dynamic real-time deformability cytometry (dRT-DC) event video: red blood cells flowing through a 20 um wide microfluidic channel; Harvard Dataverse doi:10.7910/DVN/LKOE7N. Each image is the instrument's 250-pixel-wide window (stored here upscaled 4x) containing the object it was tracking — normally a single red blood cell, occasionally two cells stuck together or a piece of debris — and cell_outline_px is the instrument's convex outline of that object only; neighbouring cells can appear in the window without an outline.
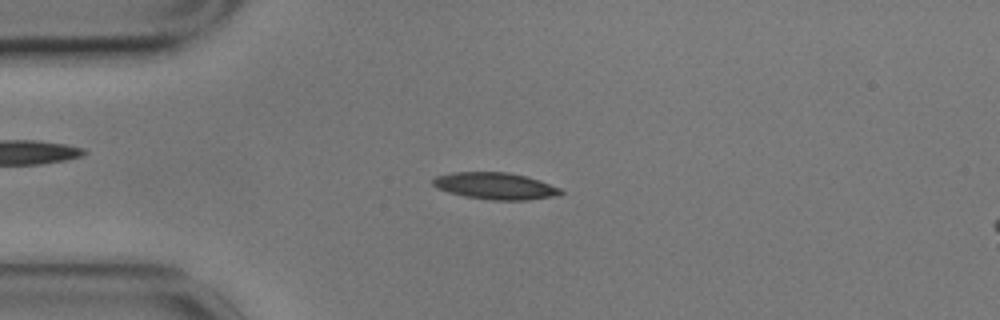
{"species": "common noctule bat (a hibernating species)", "species_latin": "Nyctalus noctula", "temperature_condition": "cold", "stored_images_in_passage": 56, "camera_frame_rate_fps": 3000, "um_per_image_px": 0.085, "animal": {"sex": "male", "body_mass_g": 17.9}, "frame": {"image": 1, "passage_image": 13, "time_ms": 4.0, "image_size_px": [1000, 320], "cell_outline_px": [[564, 192], [560, 196], [528, 200], [492, 200], [464, 196], [448, 192], [436, 188], [432, 184], [432, 180], [436, 176], [452, 172], [508, 172], [540, 180], [560, 188]], "centroid_in_image_um": [42.12, 15.81], "position_along_channel_um": 42.9, "area_um2": 20.11}}
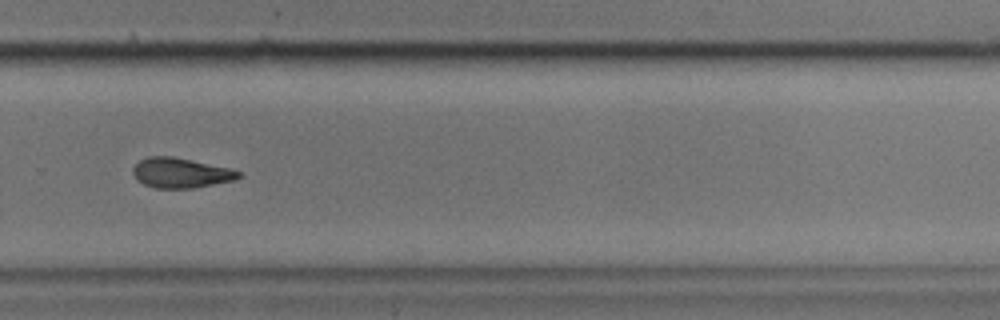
{"frame": {"image": 2, "passage_image": 38, "time_ms": 12.333, "image_size_px": [1000, 320], "cell_outline_px": [[240, 176], [232, 180], [192, 188], [156, 188], [144, 184], [132, 172], [132, 168], [140, 160], [148, 156], [172, 156], [232, 168], [240, 172]], "centroid_in_image_um": [15.36, 14.68], "position_along_channel_um": 314.4, "area_um2": 18.21}}
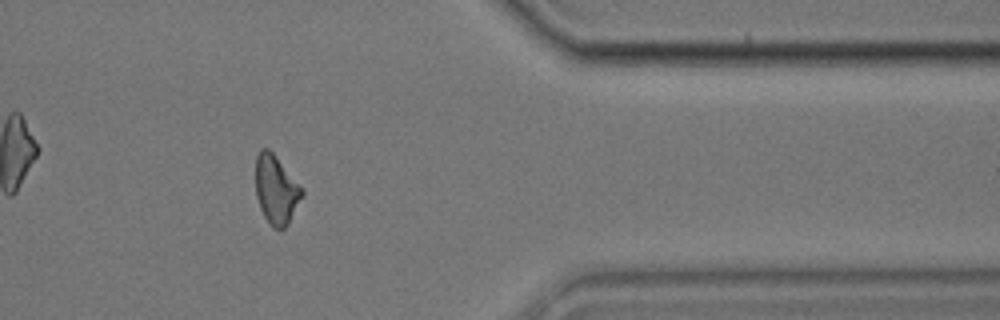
{"frame": {"image": 3, "passage_image": 46, "time_ms": 15.0, "image_size_px": [1000, 320], "cell_outline_px": [[304, 196], [288, 224], [280, 232], [272, 228], [268, 224], [260, 208], [256, 196], [256, 156], [260, 148], [268, 148], [272, 152], [300, 184], [304, 192]], "centroid_in_image_um": [23.48, 16.17], "position_along_channel_um": 387.9, "area_um2": 18.9}, "authors_computed_cell_mechanics": {"area_um2": 19.0451, "velocity_mm_per_s": 3.4908, "shape_relaxation_time_tau1_ms": 4.8022, "shape_relaxation_time_tau2_ms": 5.89, "deformation_change_tau1": 0.1419, "deformation_change_tau2": 0.1396}}